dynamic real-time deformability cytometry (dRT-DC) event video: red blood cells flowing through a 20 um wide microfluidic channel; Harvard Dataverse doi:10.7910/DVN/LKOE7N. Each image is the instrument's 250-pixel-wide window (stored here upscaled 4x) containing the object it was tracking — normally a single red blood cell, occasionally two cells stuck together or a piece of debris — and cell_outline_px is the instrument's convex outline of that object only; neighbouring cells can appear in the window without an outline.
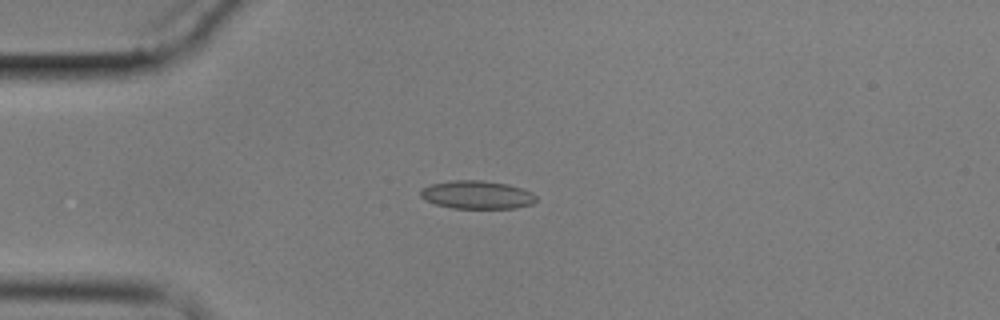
{"species": "common noctule bat (a hibernating species)", "species_latin": "Nyctalus noctula", "temperature_condition": "cold", "stored_images_in_passage": 8, "camera_frame_rate_fps": 3000, "um_per_image_px": 0.085, "animal": {"sex": "male", "body_mass_g": 17.9}, "frame": {"image": 1, "passage_image": 4, "time_ms": 3.667, "image_size_px": [1000, 320], "cell_outline_px": [[536, 200], [532, 204], [516, 208], [452, 208], [436, 204], [420, 196], [420, 188], [428, 184], [452, 180], [484, 180], [508, 184], [532, 192], [536, 196]], "centroid_in_image_um": [40.53, 16.54], "position_along_channel_um": 44.5, "area_um2": 19.07}}
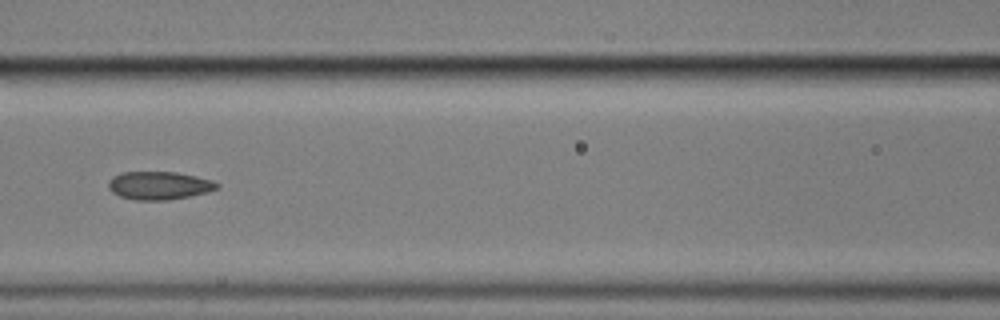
{"frame": {"image": 2, "passage_image": 7, "time_ms": 7.333, "image_size_px": [1000, 320], "cell_outline_px": [[220, 188], [208, 192], [168, 200], [132, 200], [120, 196], [112, 192], [108, 188], [108, 180], [112, 176], [120, 172], [176, 172], [196, 176], [212, 180], [220, 184]], "centroid_in_image_um": [13.51, 15.76], "position_along_channel_um": 153.1, "area_um2": 17.98}}
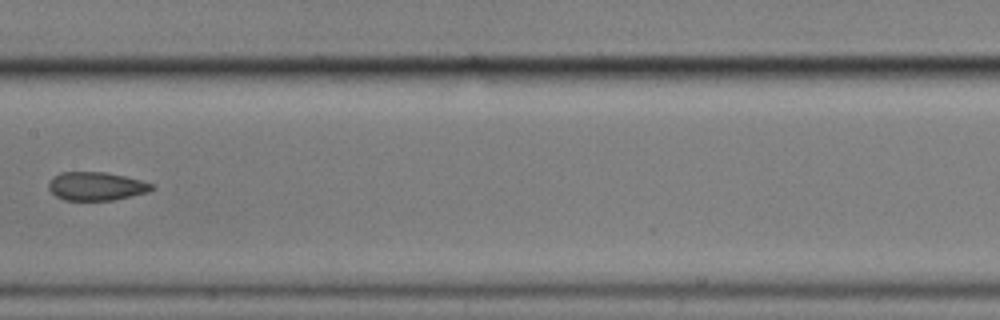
{"frame": {"image": 3, "passage_image": 8, "time_ms": 8.667, "image_size_px": [1000, 320], "cell_outline_px": [[156, 188], [148, 192], [112, 200], [64, 200], [56, 196], [48, 188], [48, 180], [52, 176], [60, 172], [104, 172], [124, 176], [156, 184]], "centroid_in_image_um": [8.17, 15.82], "position_along_channel_um": 199.2, "area_um2": 17.22}}